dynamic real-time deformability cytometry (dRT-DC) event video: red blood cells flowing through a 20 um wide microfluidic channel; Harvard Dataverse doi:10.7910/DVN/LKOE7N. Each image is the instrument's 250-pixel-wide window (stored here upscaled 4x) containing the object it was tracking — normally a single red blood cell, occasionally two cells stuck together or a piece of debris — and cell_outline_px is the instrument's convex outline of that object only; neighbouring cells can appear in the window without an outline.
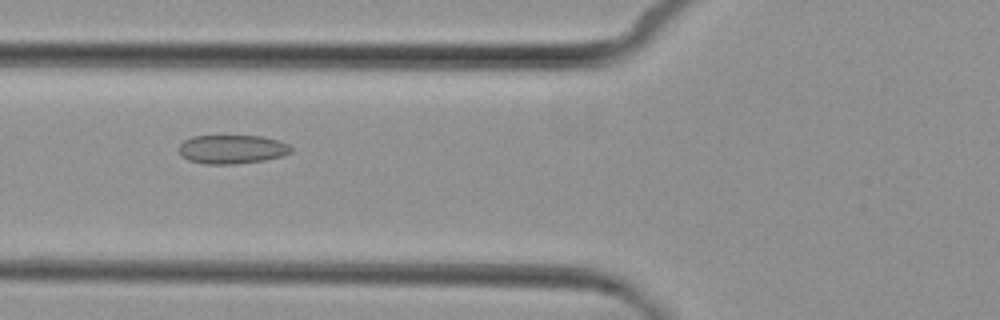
{"species": "common noctule bat (a hibernating species)", "species_latin": "Nyctalus noctula", "temperature_condition": "cold", "stored_images_in_passage": 7, "camera_frame_rate_fps": 3000, "um_per_image_px": 0.085, "animal": {"sex": "female", "body_mass_g": 29.2, "forearm_length_mm": 56.3}, "frame": {"image": 1, "passage_image": 6, "time_ms": 6.0, "image_size_px": [1000, 320], "cell_outline_px": [[292, 152], [284, 156], [264, 160], [236, 164], [204, 164], [188, 160], [180, 156], [180, 144], [184, 140], [192, 136], [264, 136], [288, 144], [292, 148]], "centroid_in_image_um": [19.73, 12.69], "position_along_channel_um": 106.1, "area_um2": 18.96}}
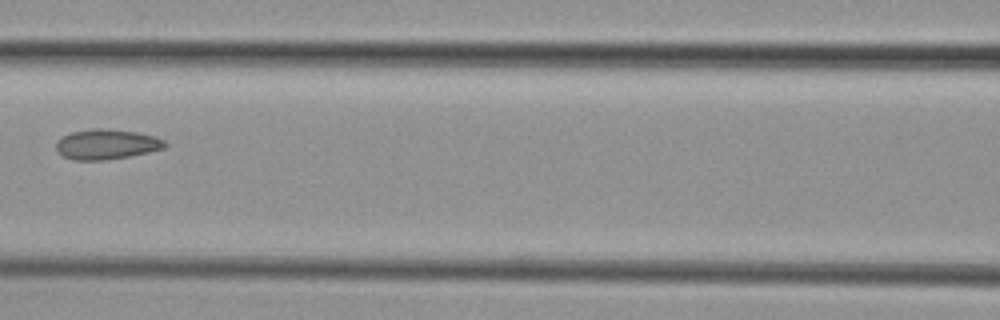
{"frame": {"image": 2, "passage_image": 7, "time_ms": 7.333, "image_size_px": [1000, 320], "cell_outline_px": [[168, 144], [164, 148], [132, 156], [104, 160], [72, 160], [64, 156], [56, 148], [56, 140], [72, 132], [92, 128], [100, 128], [136, 132], [156, 136], [164, 140]], "centroid_in_image_um": [9.08, 12.26], "position_along_channel_um": 157.5, "area_um2": 19.07}}